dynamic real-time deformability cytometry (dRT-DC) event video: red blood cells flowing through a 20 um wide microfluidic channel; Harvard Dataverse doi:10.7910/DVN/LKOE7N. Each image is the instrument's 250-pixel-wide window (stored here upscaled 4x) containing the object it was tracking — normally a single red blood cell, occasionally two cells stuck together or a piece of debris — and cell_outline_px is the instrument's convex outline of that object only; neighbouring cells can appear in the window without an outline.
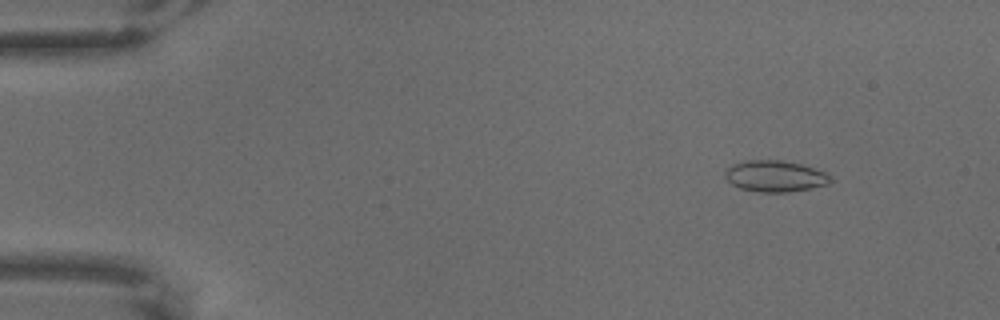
{"species": "common noctule bat (a hibernating species)", "species_latin": "Nyctalus noctula", "temperature_condition": "warm", "stored_images_in_passage": 64, "camera_frame_rate_fps": 3000, "um_per_image_px": 0.085, "animal": {"sex": "male", "body_mass_g": 18.8}, "frame": {"image": 1, "passage_image": 7, "time_ms": 2.0, "image_size_px": [1000, 320], "cell_outline_px": [[832, 180], [828, 184], [812, 188], [788, 192], [760, 192], [740, 188], [732, 184], [724, 176], [724, 172], [732, 164], [748, 160], [780, 160], [800, 164], [824, 172], [832, 176]], "centroid_in_image_um": [65.88, 14.98], "position_along_channel_um": 19.1, "area_um2": 19.13}}
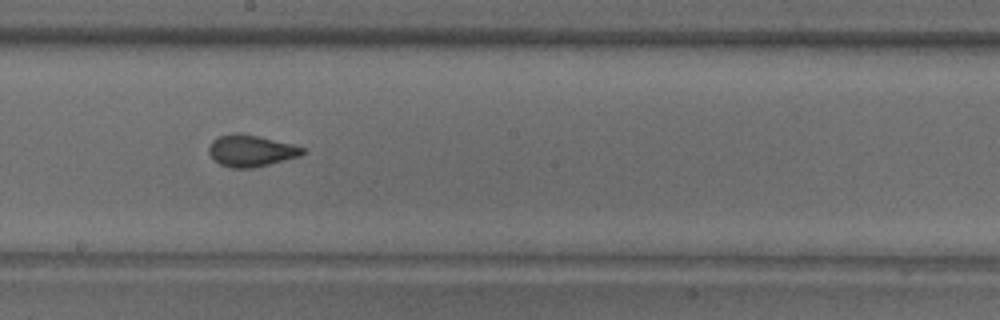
{"frame": {"image": 2, "passage_image": 36, "time_ms": 11.667, "image_size_px": [1000, 320], "cell_outline_px": [[308, 152], [300, 156], [252, 168], [232, 168], [220, 164], [208, 152], [208, 148], [212, 140], [220, 136], [232, 132], [240, 132], [292, 144], [304, 148]], "centroid_in_image_um": [21.34, 12.8], "position_along_channel_um": 226.9, "area_um2": 17.22}}
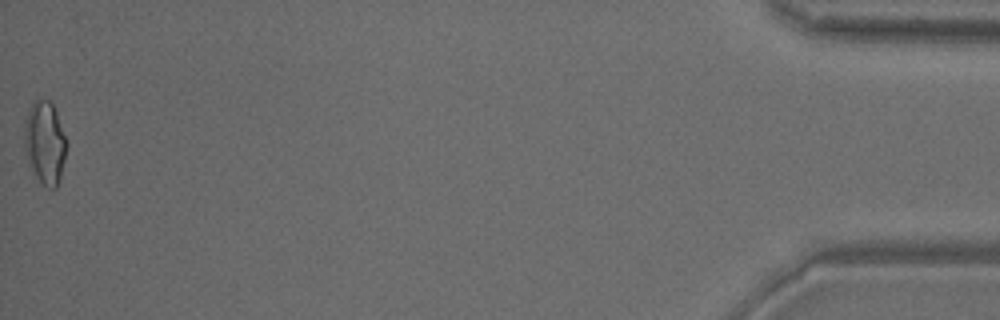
{"frame": {"image": 3, "passage_image": 64, "time_ms": 21.0, "image_size_px": [1000, 320], "cell_outline_px": [[68, 144], [60, 176], [56, 188], [48, 188], [40, 184], [28, 164], [24, 148], [24, 128], [28, 108], [36, 100], [52, 100]], "centroid_in_image_um": [3.81, 12.14], "position_along_channel_um": 431.4, "area_um2": 20.63}}